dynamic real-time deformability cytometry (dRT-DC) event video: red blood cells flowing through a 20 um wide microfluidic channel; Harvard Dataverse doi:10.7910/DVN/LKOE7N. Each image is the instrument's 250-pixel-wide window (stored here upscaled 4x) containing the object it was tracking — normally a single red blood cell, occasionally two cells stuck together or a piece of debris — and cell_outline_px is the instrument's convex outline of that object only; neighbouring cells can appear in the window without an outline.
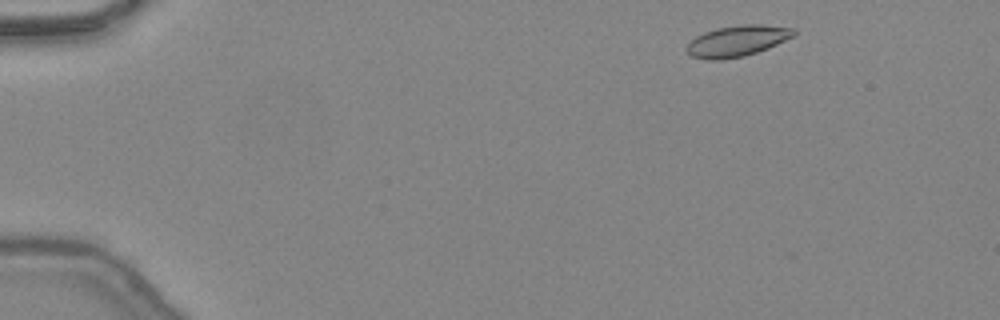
{"species": "common noctule bat (a hibernating species)", "species_latin": "Nyctalus noctula", "temperature_condition": "warm", "stored_images_in_passage": 15, "camera_frame_rate_fps": 3000, "um_per_image_px": 0.085, "animal": {"sex": "female", "body_mass_g": 24.6, "forearm_length_mm": 56.2}, "frame": {"image": 1, "passage_image": 3, "time_ms": 0.667, "image_size_px": [1000, 320], "cell_outline_px": [[796, 36], [768, 48], [744, 56], [720, 60], [708, 60], [692, 56], [684, 48], [696, 36], [704, 32], [716, 28], [744, 24], [760, 24], [796, 28]], "centroid_in_image_um": [62.7, 3.47], "position_along_channel_um": 22.3, "area_um2": 19.48}}
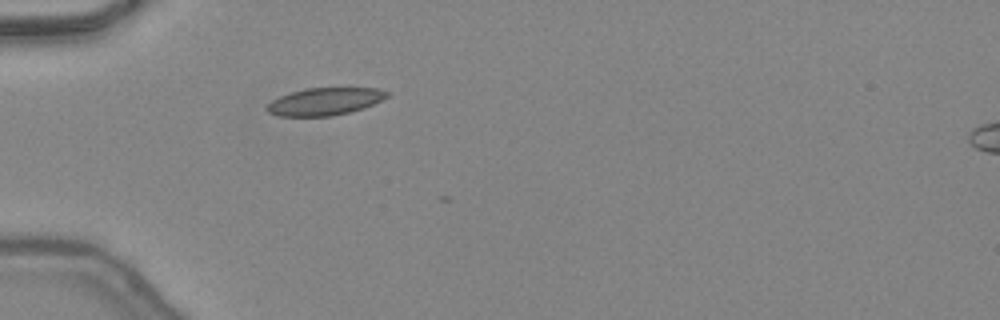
{"frame": {"image": 2, "passage_image": 12, "time_ms": 3.667, "image_size_px": [1000, 320], "cell_outline_px": [[388, 96], [372, 104], [348, 112], [332, 116], [276, 116], [268, 112], [264, 108], [272, 100], [280, 96], [292, 92], [308, 88], [376, 88], [388, 92]], "centroid_in_image_um": [27.54, 8.63], "position_along_channel_um": 57.5, "area_um2": 18.9}}